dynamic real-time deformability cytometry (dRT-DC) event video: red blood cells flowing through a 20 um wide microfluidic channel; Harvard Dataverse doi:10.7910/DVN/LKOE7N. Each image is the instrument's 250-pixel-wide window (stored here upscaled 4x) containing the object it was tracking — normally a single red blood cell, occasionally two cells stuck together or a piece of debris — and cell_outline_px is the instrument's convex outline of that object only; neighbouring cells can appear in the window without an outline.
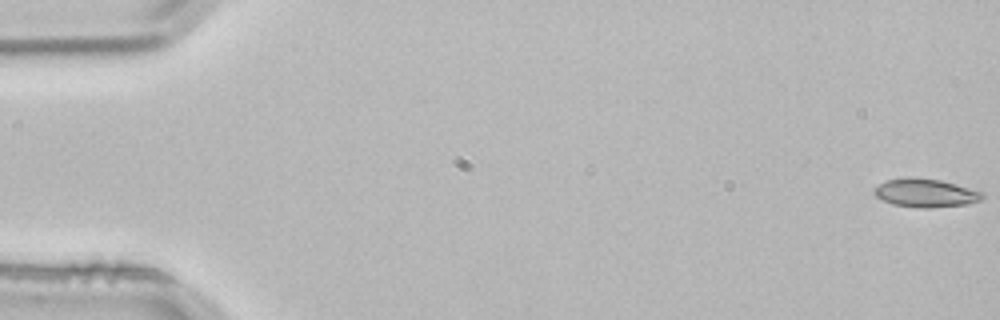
{"species": "common noctule bat (a hibernating species)", "species_latin": "Nyctalus noctula", "temperature_condition": "room temperature", "stored_images_in_passage": 3, "camera_frame_rate_fps": 3000, "um_per_image_px": 0.085, "animal": {"sex": "male", "body_mass_g": 21.5, "forearm_length_mm": 52.0}, "frame": {"image": 1, "passage_image": 1, "time_ms": 0.0, "image_size_px": [1000, 320], "cell_outline_px": [[984, 196], [980, 200], [968, 204], [928, 208], [924, 208], [892, 204], [876, 196], [872, 192], [880, 184], [888, 180], [908, 176], [940, 180], [984, 192]], "centroid_in_image_um": [78.68, 16.4], "position_along_channel_um": 6.3, "area_um2": 17.74}}